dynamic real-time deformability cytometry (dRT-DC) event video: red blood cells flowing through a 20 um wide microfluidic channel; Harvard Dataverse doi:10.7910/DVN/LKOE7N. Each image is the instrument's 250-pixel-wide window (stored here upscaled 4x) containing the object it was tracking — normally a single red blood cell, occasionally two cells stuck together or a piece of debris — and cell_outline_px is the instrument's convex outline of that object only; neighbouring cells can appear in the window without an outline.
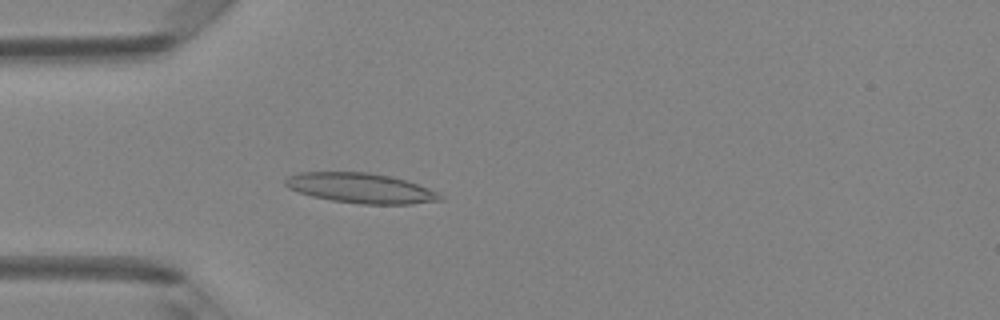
{"species": "Egyptian fruit bat (a non-hibernating species)", "species_latin": "Rousettus aegyptiacus", "temperature_condition": "room temperature", "stored_images_in_passage": 41, "camera_frame_rate_fps": 3000, "um_per_image_px": 0.085, "animal": {"sex": "female"}, "frame": {"image": 1, "passage_image": 7, "time_ms": 2.0, "image_size_px": [1000, 320], "cell_outline_px": [[444, 200], [412, 204], [360, 204], [332, 200], [312, 196], [288, 188], [284, 184], [284, 180], [288, 176], [300, 172], [368, 172], [392, 176], [440, 192], [444, 196]], "centroid_in_image_um": [30.7, 15.99], "position_along_channel_um": 54.3, "area_um2": 27.17}}
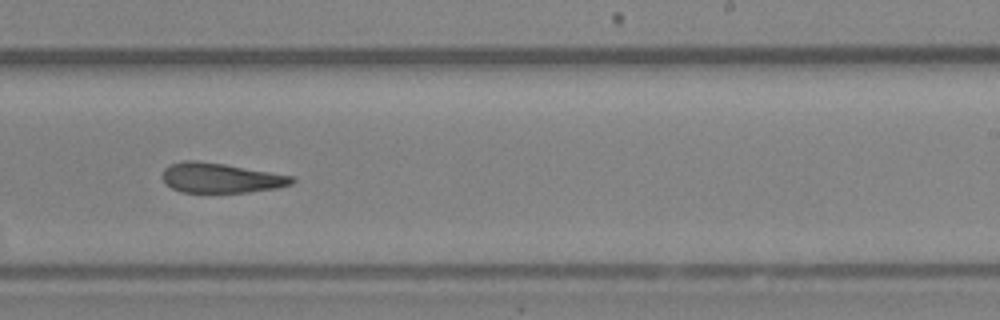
{"frame": {"image": 2, "passage_image": 23, "time_ms": 7.333, "image_size_px": [1000, 320], "cell_outline_px": [[296, 180], [292, 184], [276, 188], [248, 192], [180, 192], [172, 188], [160, 176], [164, 168], [168, 164], [184, 160], [196, 160], [224, 164], [292, 176]], "centroid_in_image_um": [18.71, 15.11], "position_along_channel_um": 270.3, "area_um2": 22.48}}
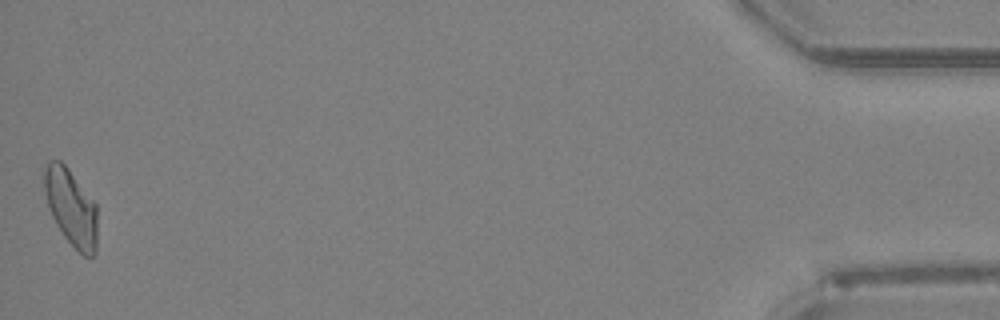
{"frame": {"image": 3, "passage_image": 41, "time_ms": 13.333, "image_size_px": [1000, 320], "cell_outline_px": [[96, 252], [92, 256], [84, 256], [64, 236], [56, 224], [52, 216], [48, 204], [44, 188], [44, 164], [48, 160], [60, 160], [68, 168], [96, 204]], "centroid_in_image_um": [6.03, 17.59], "position_along_channel_um": 429.2, "area_um2": 23.41}, "authors_computed_cell_mechanics": {"area_um2": 23.9292, "velocity_mm_per_s": 4.1817, "shape_relaxation_time_tau1_ms": 8.8098, "shape_relaxation_time_tau2_ms": 3.4554, "deformation_change_tau1": 0.1896, "deformation_change_tau2": 0.1411}}